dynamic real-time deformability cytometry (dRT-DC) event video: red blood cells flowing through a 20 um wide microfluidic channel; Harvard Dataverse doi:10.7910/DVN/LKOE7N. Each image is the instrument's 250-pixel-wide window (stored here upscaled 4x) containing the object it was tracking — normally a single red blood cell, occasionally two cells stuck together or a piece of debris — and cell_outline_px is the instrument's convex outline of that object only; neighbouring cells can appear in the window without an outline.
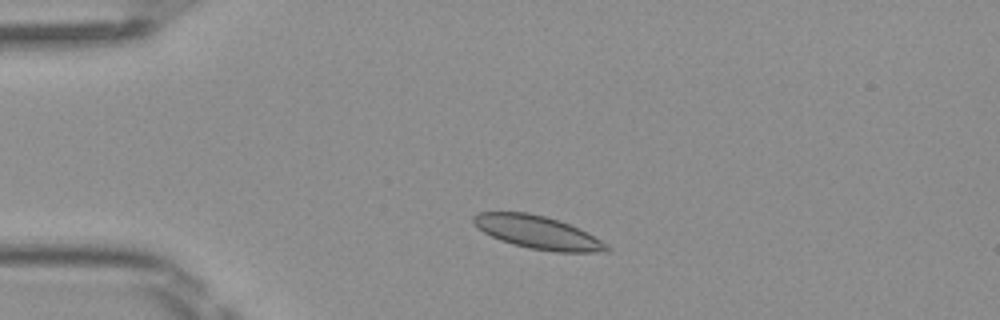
{"species": "Egyptian fruit bat (a non-hibernating species)", "species_latin": "Rousettus aegyptiacus", "temperature_condition": "room temperature", "stored_images_in_passage": 42, "camera_frame_rate_fps": 3000, "um_per_image_px": 0.085, "frame": {"image": 1, "passage_image": 3, "time_ms": 0.667, "image_size_px": [1000, 320], "cell_outline_px": [[612, 252], [556, 252], [528, 248], [512, 244], [500, 240], [484, 232], [472, 220], [472, 216], [480, 212], [528, 212], [560, 220], [588, 232], [608, 244], [612, 248]], "centroid_in_image_um": [45.78, 19.76], "position_along_channel_um": 39.2, "area_um2": 25.78}}
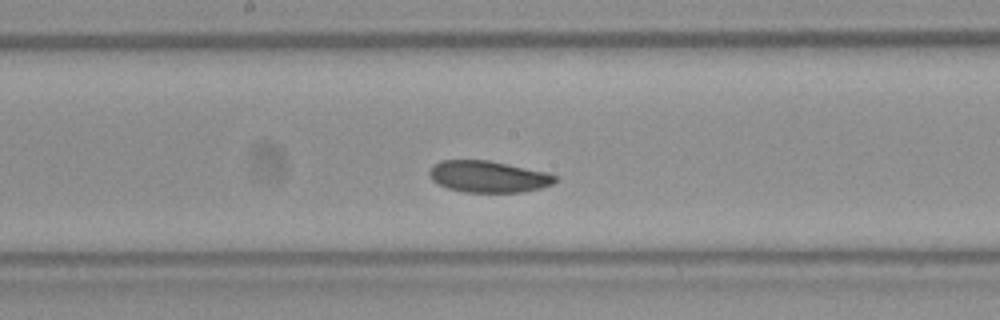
{"frame": {"image": 2, "passage_image": 18, "time_ms": 5.667, "image_size_px": [1000, 320], "cell_outline_px": [[560, 180], [552, 184], [540, 188], [520, 192], [464, 192], [448, 188], [432, 180], [428, 172], [432, 164], [440, 160], [488, 160], [548, 172], [560, 176]], "centroid_in_image_um": [41.54, 15.0], "position_along_channel_um": 206.7, "area_um2": 23.35}}
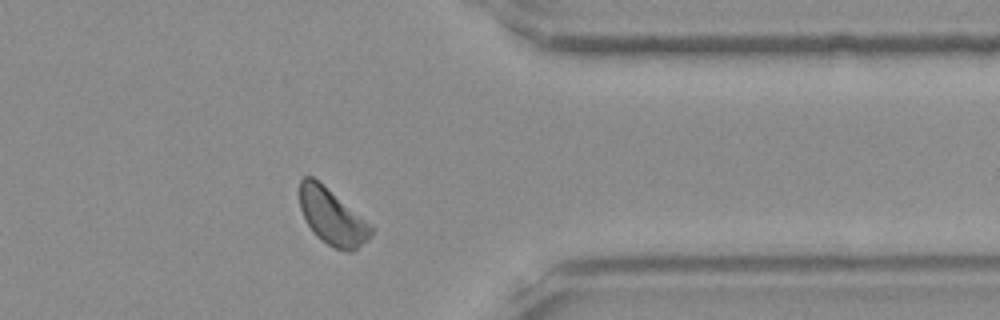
{"frame": {"image": 3, "passage_image": 32, "time_ms": 10.333, "image_size_px": [1000, 320], "cell_outline_px": [[376, 228], [372, 236], [368, 240], [352, 252], [348, 252], [336, 248], [320, 240], [312, 232], [304, 220], [300, 208], [300, 180], [304, 176], [312, 176], [372, 224]], "centroid_in_image_um": [28.26, 18.46], "position_along_channel_um": 383.1, "area_um2": 23.52}, "authors_computed_cell_mechanics": {"area_um2": 23.4957, "velocity_mm_per_s": 4.0141, "shape_relaxation_time_tau1_ms": 3.2621, "shape_relaxation_time_tau2_ms": null, "deformation_change_tau1": 0.0766, "deformation_change_tau2": null}}